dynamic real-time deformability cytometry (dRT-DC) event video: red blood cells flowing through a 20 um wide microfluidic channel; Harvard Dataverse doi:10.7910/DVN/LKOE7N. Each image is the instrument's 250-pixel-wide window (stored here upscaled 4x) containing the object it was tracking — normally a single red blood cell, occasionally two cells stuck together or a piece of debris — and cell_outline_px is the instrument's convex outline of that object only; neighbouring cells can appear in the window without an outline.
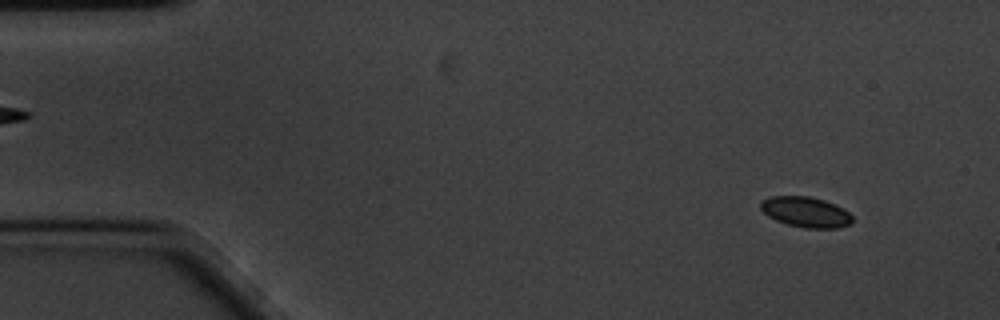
{"species": "common noctule bat (a hibernating species)", "species_latin": "Nyctalus noctula", "temperature_condition": "cold", "stored_images_in_passage": 59, "camera_frame_rate_fps": 3000, "um_per_image_px": 0.085, "animal": {"sex": "male", "body_mass_g": 20.1, "forearm_length_mm": 53.5}, "frame": {"image": 1, "passage_image": 5, "time_ms": 1.333, "image_size_px": [1000, 320], "cell_outline_px": [[852, 224], [836, 228], [804, 228], [788, 224], [776, 220], [768, 216], [760, 208], [760, 200], [768, 196], [808, 196], [824, 200], [836, 204], [848, 212], [852, 216]], "centroid_in_image_um": [68.48, 18.01], "position_along_channel_um": 16.5, "area_um2": 16.36}}
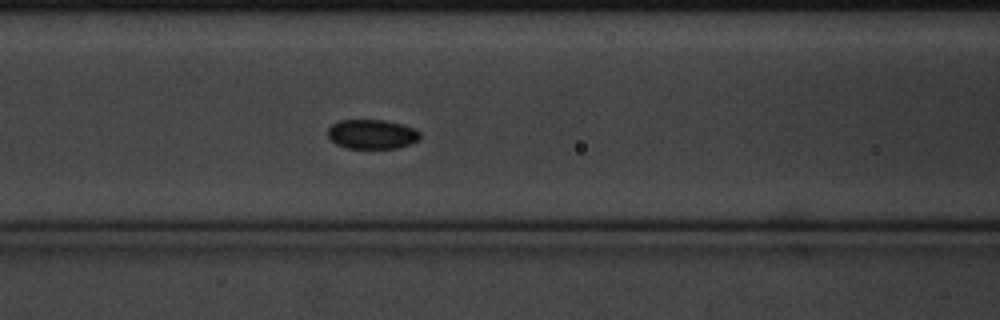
{"frame": {"image": 2, "passage_image": 24, "time_ms": 7.667, "image_size_px": [1000, 320], "cell_outline_px": [[420, 140], [396, 148], [344, 148], [336, 144], [328, 136], [328, 128], [332, 124], [340, 120], [384, 120], [400, 124], [412, 128], [420, 132]], "centroid_in_image_um": [31.59, 11.41], "position_along_channel_um": 135.0, "area_um2": 15.72}}
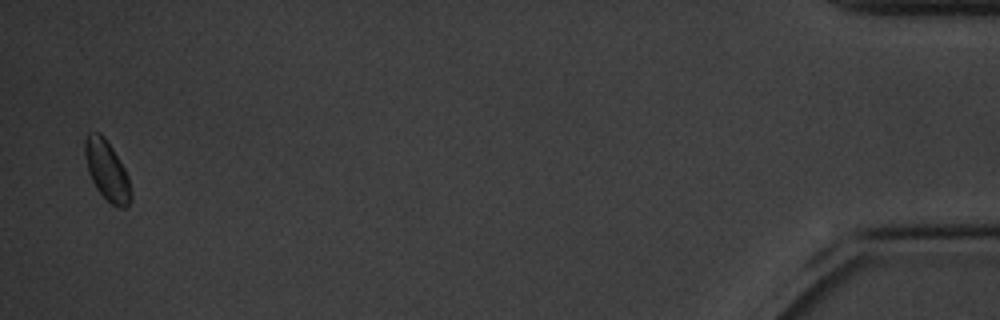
{"frame": {"image": 3, "passage_image": 58, "time_ms": 19.0, "image_size_px": [1000, 320], "cell_outline_px": [[132, 200], [124, 208], [120, 208], [112, 204], [96, 188], [88, 172], [84, 152], [84, 140], [88, 132], [100, 132], [104, 136], [112, 148], [124, 168], [128, 176], [132, 192]], "centroid_in_image_um": [9.09, 14.48], "position_along_channel_um": 426.1, "area_um2": 16.01}}